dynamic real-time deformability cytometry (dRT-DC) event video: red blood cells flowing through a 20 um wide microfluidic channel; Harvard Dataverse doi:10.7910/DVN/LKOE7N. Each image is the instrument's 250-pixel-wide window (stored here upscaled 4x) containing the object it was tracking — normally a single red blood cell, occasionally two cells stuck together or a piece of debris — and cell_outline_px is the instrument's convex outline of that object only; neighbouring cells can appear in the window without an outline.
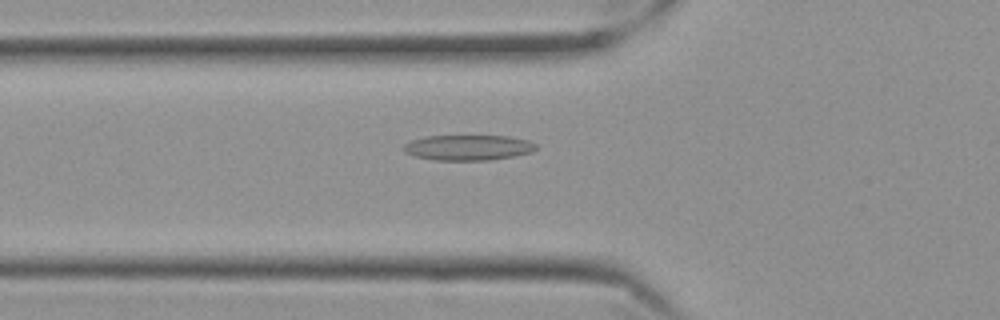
{"species": "Egyptian fruit bat (a non-hibernating species)", "species_latin": "Rousettus aegyptiacus", "temperature_condition": "cold", "stored_images_in_passage": 41, "camera_frame_rate_fps": 3000, "um_per_image_px": 0.085, "frame": {"image": 1, "passage_image": 4, "time_ms": 1.0, "image_size_px": [1000, 320], "cell_outline_px": [[536, 148], [532, 152], [512, 156], [488, 160], [436, 160], [416, 156], [404, 152], [400, 148], [404, 144], [412, 140], [424, 136], [508, 136], [528, 140], [536, 144]], "centroid_in_image_um": [39.76, 12.54], "position_along_channel_um": 86.0, "area_um2": 19.54}}
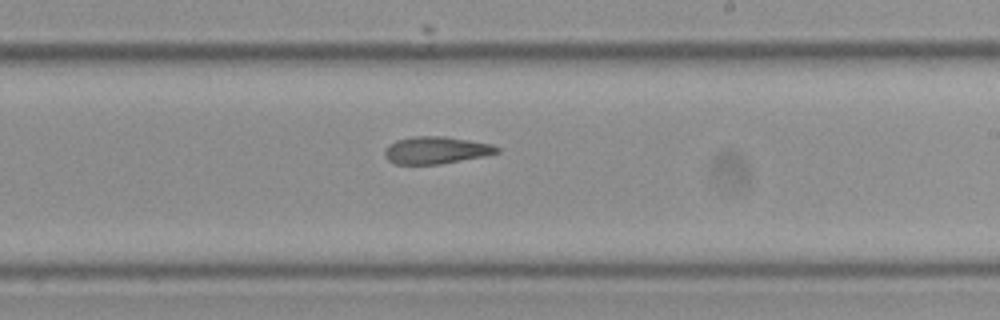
{"frame": {"image": 2, "passage_image": 18, "time_ms": 5.667, "image_size_px": [1000, 320], "cell_outline_px": [[500, 152], [484, 156], [440, 164], [396, 164], [388, 160], [384, 156], [384, 152], [388, 144], [396, 140], [412, 136], [444, 136], [492, 144], [500, 148]], "centroid_in_image_um": [37.05, 12.76], "position_along_channel_um": 252.0, "area_um2": 17.86}}
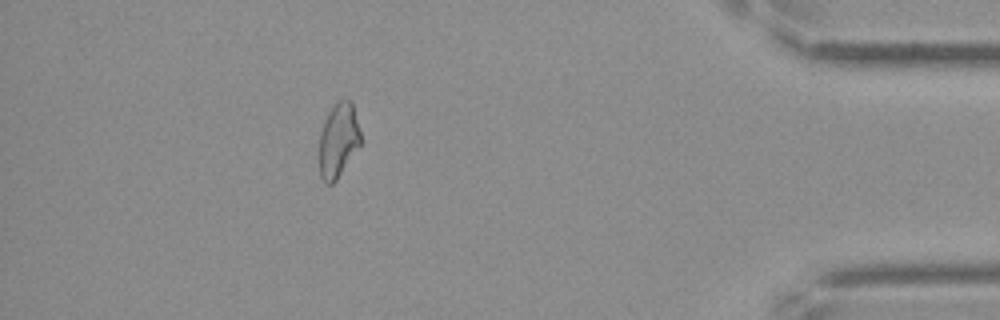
{"frame": {"image": 3, "passage_image": 35, "time_ms": 11.333, "image_size_px": [1000, 320], "cell_outline_px": [[360, 144], [336, 180], [332, 184], [324, 184], [320, 176], [320, 132], [324, 120], [328, 112], [340, 100], [352, 100], [360, 132]], "centroid_in_image_um": [28.74, 11.93], "position_along_channel_um": 406.5, "area_um2": 17.63}, "authors_computed_cell_mechanics": {"area_um2": 18.3226, "velocity_mm_per_s": 3.5391, "shape_relaxation_time_tau1_ms": null, "shape_relaxation_time_tau2_ms": 6.9999, "deformation_change_tau1": null, "deformation_change_tau2": 0.1641}}